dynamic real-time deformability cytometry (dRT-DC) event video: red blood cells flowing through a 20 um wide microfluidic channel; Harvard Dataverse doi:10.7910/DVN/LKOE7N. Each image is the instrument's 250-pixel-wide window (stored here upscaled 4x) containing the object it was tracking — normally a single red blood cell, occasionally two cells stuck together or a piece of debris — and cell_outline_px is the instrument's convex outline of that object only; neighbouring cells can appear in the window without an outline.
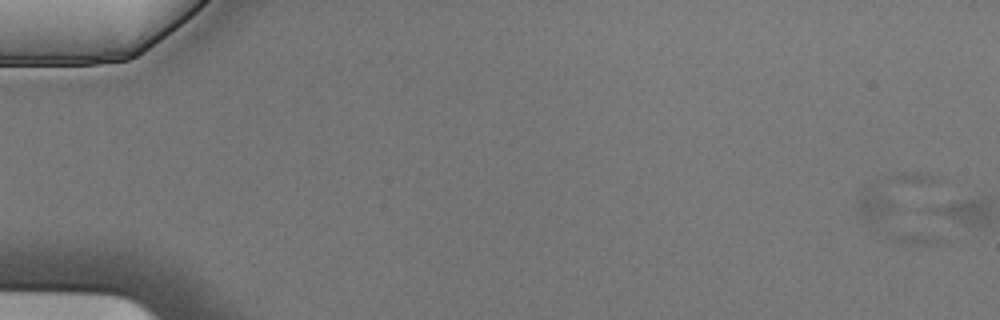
{"species": "Egyptian fruit bat (a non-hibernating species)", "species_latin": "Rousettus aegyptiacus", "temperature_condition": "cold", "stored_images_in_passage": 15, "segment_of_instrument_passage": [1, 2], "camera_frame_rate_fps": 3000, "um_per_image_px": 0.085, "animal": {"sex": "male"}, "frame": {"image": 1, "passage_image": 1, "time_ms": 0.0, "image_size_px": [1000, 320], "cell_outline_px": [[944, 240], [940, 244], [912, 244], [896, 240], [876, 232], [860, 216], [856, 200], [860, 192], [864, 188], [876, 180], [888, 176]], "centroid_in_image_um": [76.04, 18.21], "position_along_channel_um": 9.0, "area_um2": 23.64}}